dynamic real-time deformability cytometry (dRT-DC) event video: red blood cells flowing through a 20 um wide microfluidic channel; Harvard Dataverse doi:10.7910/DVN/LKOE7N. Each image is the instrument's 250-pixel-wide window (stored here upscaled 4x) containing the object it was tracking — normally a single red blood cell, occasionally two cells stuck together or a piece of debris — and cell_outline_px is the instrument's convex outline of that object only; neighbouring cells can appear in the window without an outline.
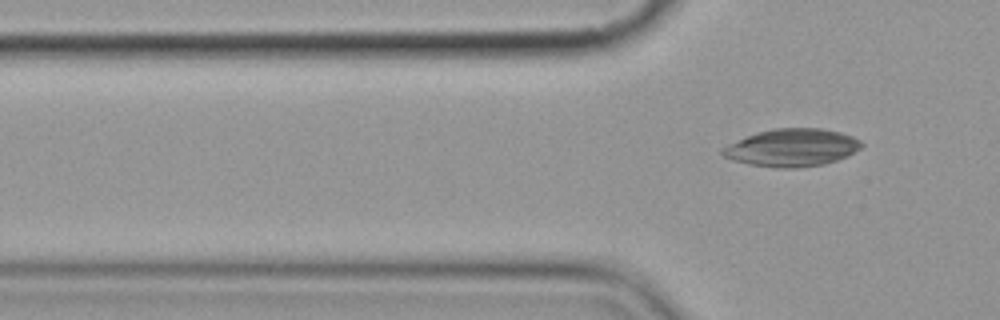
{"species": "common noctule bat (a hibernating species)", "species_latin": "Nyctalus noctula", "temperature_condition": "cold", "stored_images_in_passage": 7, "camera_frame_rate_fps": 3000, "um_per_image_px": 0.085, "animal": {"sex": "female", "body_mass_g": 19.9}, "frame": {"image": 1, "passage_image": 7, "time_ms": 7.667, "image_size_px": [1000, 320], "cell_outline_px": [[864, 144], [860, 148], [848, 156], [824, 164], [796, 168], [780, 168], [748, 164], [732, 160], [724, 156], [720, 152], [720, 148], [728, 144], [756, 132], [772, 128], [820, 128], [840, 132], [852, 136], [860, 140]], "centroid_in_image_um": [67.3, 12.54], "position_along_channel_um": 58.5, "area_um2": 30.58}}